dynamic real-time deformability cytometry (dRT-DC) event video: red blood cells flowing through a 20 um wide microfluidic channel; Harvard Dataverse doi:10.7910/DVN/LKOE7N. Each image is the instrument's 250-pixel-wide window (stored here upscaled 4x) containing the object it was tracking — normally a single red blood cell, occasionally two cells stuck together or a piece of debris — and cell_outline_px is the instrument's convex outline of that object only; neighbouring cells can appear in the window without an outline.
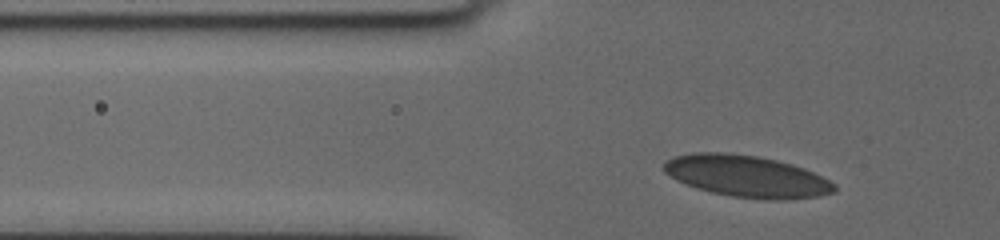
{"species": "human", "species_latin": "Homo sapiens", "temperature_condition": "cold", "stored_images_in_passage": 11, "camera_frame_rate_fps": 3000, "um_per_image_px": 0.085, "donor": {"sex": "female"}, "frame": {"image": 1, "passage_image": 8, "time_ms": 2.0, "image_size_px": [1000, 240], "cell_outline_px": [[836, 192], [820, 196], [784, 200], [768, 200], [732, 196], [712, 192], [696, 188], [664, 172], [664, 160], [676, 156], [696, 152], [724, 152], [760, 156], [792, 164], [804, 168], [836, 184]], "centroid_in_image_um": [63.51, 14.98], "position_along_channel_um": 62.3, "area_um2": 41.33}}